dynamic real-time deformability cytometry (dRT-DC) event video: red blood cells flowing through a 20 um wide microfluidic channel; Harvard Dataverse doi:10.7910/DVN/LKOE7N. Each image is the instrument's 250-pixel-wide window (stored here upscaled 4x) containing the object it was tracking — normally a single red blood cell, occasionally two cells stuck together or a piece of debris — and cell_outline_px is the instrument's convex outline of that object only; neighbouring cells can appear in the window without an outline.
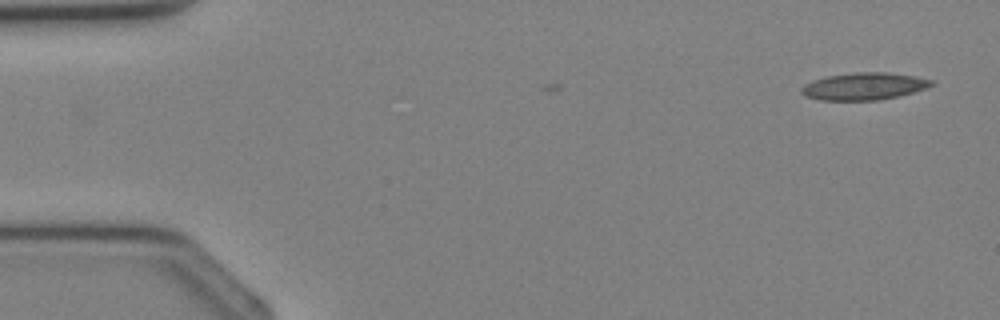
{"species": "Egyptian fruit bat (a non-hibernating species)", "species_latin": "Rousettus aegyptiacus", "temperature_condition": "cold", "stored_images_in_passage": 4, "camera_frame_rate_fps": 3000, "um_per_image_px": 0.085, "animal": {"sex": "female"}, "frame": {"image": 1, "passage_image": 1, "time_ms": 0.0, "image_size_px": [1000, 320], "cell_outline_px": [[936, 84], [928, 88], [880, 100], [820, 100], [804, 96], [800, 92], [800, 88], [804, 84], [812, 80], [828, 76], [856, 72], [884, 72], [916, 76], [932, 80]], "centroid_in_image_um": [73.43, 7.33], "position_along_channel_um": 11.6, "area_um2": 20.69}}